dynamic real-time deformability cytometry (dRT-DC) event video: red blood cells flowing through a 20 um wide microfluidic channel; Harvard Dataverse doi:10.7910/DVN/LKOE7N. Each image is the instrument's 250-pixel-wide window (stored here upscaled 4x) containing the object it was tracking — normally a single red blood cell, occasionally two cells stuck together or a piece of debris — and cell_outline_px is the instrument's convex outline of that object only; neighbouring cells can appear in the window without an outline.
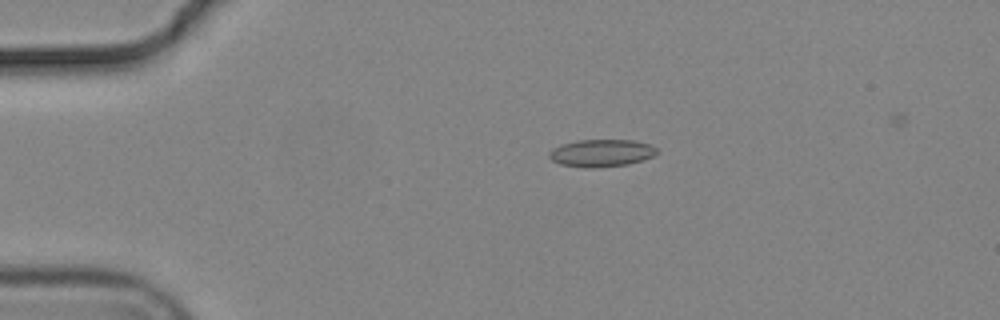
{"species": "common noctule bat (a hibernating species)", "species_latin": "Nyctalus noctula", "temperature_condition": "cold", "stored_images_in_passage": 9, "camera_frame_rate_fps": 3000, "um_per_image_px": 0.085, "animal": {"sex": "male", "body_mass_g": 19.2, "forearm_length_mm": 51.8}, "frame": {"image": 1, "passage_image": 1, "time_ms": 0.0, "image_size_px": [1000, 320], "cell_outline_px": [[660, 152], [652, 156], [628, 164], [596, 168], [584, 168], [560, 164], [552, 160], [548, 156], [548, 152], [552, 148], [560, 144], [580, 140], [636, 140], [648, 144], [656, 148]], "centroid_in_image_um": [51.08, 13.01], "position_along_channel_um": 33.9, "area_um2": 17.28}}